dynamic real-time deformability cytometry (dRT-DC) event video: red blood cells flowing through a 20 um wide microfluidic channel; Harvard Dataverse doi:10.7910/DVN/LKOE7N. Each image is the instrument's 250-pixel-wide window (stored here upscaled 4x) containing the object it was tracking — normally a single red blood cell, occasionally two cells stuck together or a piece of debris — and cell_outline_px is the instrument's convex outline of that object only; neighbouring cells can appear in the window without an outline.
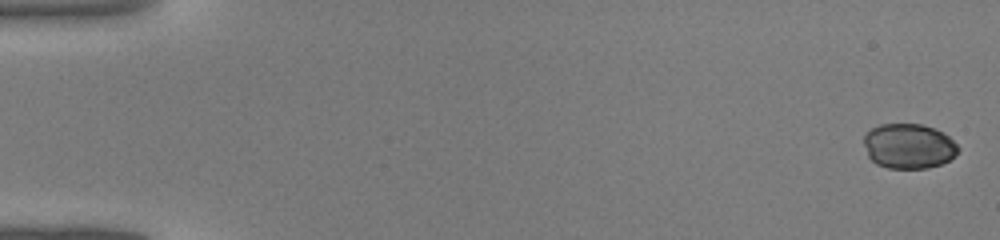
{"species": "common noctule bat (a hibernating species)", "species_latin": "Nyctalus noctula", "temperature_condition": "warm", "stored_images_in_passage": 14, "camera_frame_rate_fps": 3000, "um_per_image_px": 0.085, "animal": {"sex": "male", "body_mass_g": 19.0, "forearm_length_mm": 50.8}, "frame": {"image": 1, "passage_image": 1, "time_ms": 0.0, "image_size_px": [1000, 240], "cell_outline_px": [[960, 148], [956, 156], [940, 164], [928, 168], [888, 168], [876, 164], [868, 156], [864, 144], [864, 136], [872, 128], [880, 124], [920, 124], [944, 132]], "centroid_in_image_um": [77.25, 12.42], "position_along_channel_um": 7.8, "area_um2": 24.68}}
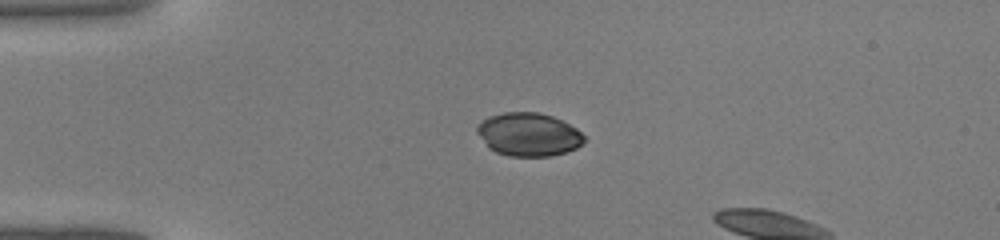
{"frame": {"image": 2, "passage_image": 11, "time_ms": 3.333, "image_size_px": [1000, 240], "cell_outline_px": [[584, 140], [576, 148], [552, 156], [508, 156], [496, 152], [488, 148], [476, 132], [476, 128], [480, 120], [488, 116], [504, 112], [540, 112], [552, 116], [576, 128], [584, 136]], "centroid_in_image_um": [44.87, 11.42], "position_along_channel_um": 40.1, "area_um2": 27.05}}